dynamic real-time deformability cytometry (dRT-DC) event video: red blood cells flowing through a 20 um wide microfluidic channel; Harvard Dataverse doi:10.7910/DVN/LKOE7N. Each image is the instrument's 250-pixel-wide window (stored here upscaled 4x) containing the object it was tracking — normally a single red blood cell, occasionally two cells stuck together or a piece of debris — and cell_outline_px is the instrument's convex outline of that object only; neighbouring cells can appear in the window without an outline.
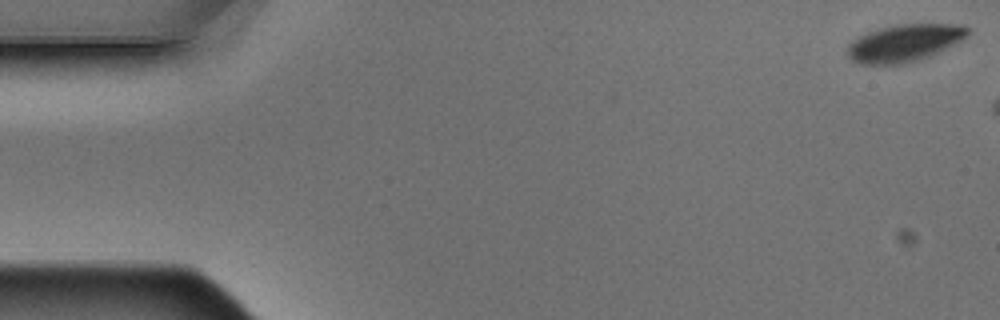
{"species": "Egyptian fruit bat (a non-hibernating species)", "species_latin": "Rousettus aegyptiacus", "temperature_condition": "warm", "stored_images_in_passage": 3, "camera_frame_rate_fps": 3000, "um_per_image_px": 0.085, "animal": {"sex": "male"}, "frame": {"image": 1, "passage_image": 1, "time_ms": 0.0, "image_size_px": [1000, 320], "cell_outline_px": [[972, 32], [968, 36], [932, 56], [920, 60], [904, 64], [860, 64], [852, 60], [848, 56], [848, 44], [852, 40], [868, 32], [880, 28], [896, 24], [964, 24]], "centroid_in_image_um": [76.91, 3.65], "position_along_channel_um": 8.1, "area_um2": 26.36}}